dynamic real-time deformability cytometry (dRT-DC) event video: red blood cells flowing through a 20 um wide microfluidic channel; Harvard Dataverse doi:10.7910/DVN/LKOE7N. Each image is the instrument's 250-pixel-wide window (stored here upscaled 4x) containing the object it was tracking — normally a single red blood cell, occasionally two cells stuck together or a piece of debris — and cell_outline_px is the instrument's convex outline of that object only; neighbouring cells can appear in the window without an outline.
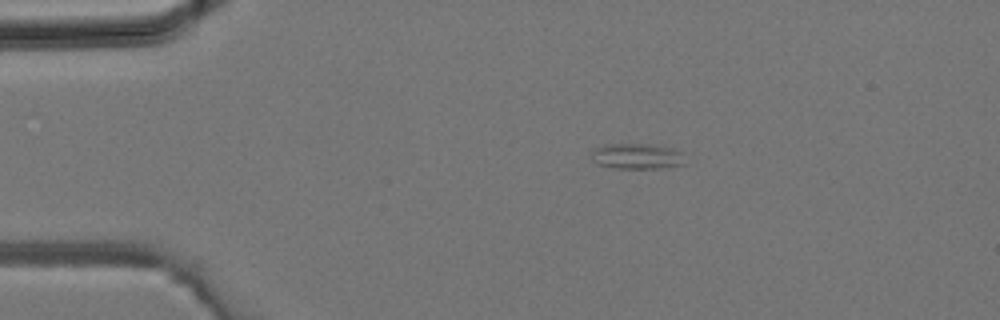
{"species": "common noctule bat (a hibernating species)", "species_latin": "Nyctalus noctula", "temperature_condition": "room temperature", "stored_images_in_passage": 38, "camera_frame_rate_fps": 3000, "um_per_image_px": 0.085, "animal": {"sex": "male", "body_mass_g": 19.2, "forearm_length_mm": 51.8}, "frame": {"image": 1, "passage_image": 7, "time_ms": 2.0, "image_size_px": [1000, 320], "cell_outline_px": [[684, 164], [668, 168], [616, 168], [596, 164], [592, 160], [592, 148], [604, 144], [652, 144], [672, 148], [684, 152]], "centroid_in_image_um": [54.15, 13.27], "position_along_channel_um": 30.8, "area_um2": 14.28}}